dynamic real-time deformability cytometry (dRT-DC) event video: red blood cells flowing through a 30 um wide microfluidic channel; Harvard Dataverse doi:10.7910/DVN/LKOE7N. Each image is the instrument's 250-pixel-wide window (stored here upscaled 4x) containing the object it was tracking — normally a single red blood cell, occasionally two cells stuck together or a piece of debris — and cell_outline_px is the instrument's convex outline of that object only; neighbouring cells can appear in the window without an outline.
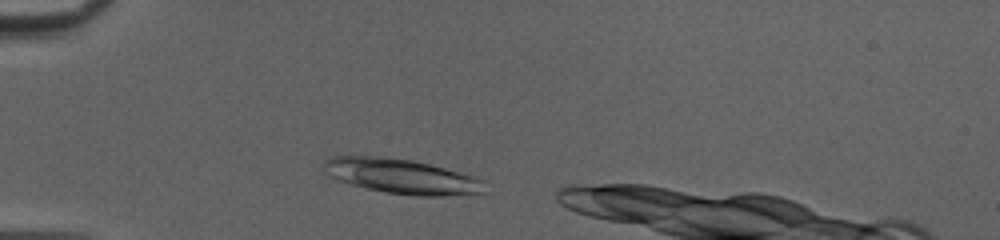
{"species": "common noctule bat (a hibernating species)", "species_latin": "Nyctalus noctula", "temperature_condition": "cold", "stored_images_in_passage": 34, "camera_frame_rate_fps": 3000, "um_per_image_px": 0.085, "animal": {"sex": "female", "body_mass_g": 20.0, "forearm_length_mm": 54.0}, "frame": {"image": 1, "passage_image": 4, "time_ms": 1.0, "image_size_px": [1000, 240], "cell_outline_px": [[480, 192], [444, 196], [416, 196], [384, 192], [336, 180], [332, 176], [324, 164], [324, 160], [332, 156], [376, 156], [412, 160], [444, 168], [480, 180]], "centroid_in_image_um": [34.02, 14.98], "position_along_channel_um": 51.0, "area_um2": 31.44}}
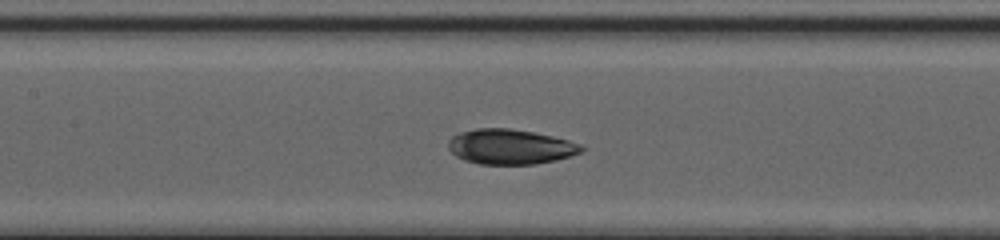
{"frame": {"image": 2, "passage_image": 14, "time_ms": 4.333, "image_size_px": [1000, 240], "cell_outline_px": [[584, 148], [580, 152], [556, 160], [536, 164], [480, 164], [464, 160], [456, 156], [448, 148], [448, 140], [452, 136], [460, 132], [476, 128], [512, 128], [536, 132], [568, 140], [580, 144]], "centroid_in_image_um": [43.34, 12.46], "position_along_channel_um": 164.1, "area_um2": 27.22}}
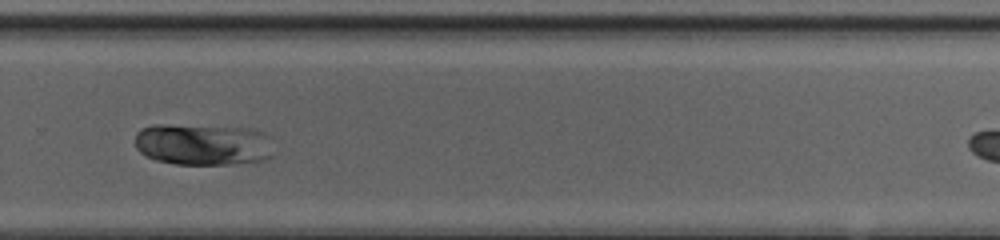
{"frame": {"image": 3, "passage_image": 25, "time_ms": 8.0, "image_size_px": [1000, 240], "cell_outline_px": [[268, 156], [260, 160], [236, 164], [176, 164], [156, 160], [140, 152], [136, 148], [136, 132], [140, 128], [152, 124], [160, 124], [248, 128], [260, 132], [264, 136]], "centroid_in_image_um": [17.08, 12.27], "position_along_channel_um": 312.7, "area_um2": 32.77}}